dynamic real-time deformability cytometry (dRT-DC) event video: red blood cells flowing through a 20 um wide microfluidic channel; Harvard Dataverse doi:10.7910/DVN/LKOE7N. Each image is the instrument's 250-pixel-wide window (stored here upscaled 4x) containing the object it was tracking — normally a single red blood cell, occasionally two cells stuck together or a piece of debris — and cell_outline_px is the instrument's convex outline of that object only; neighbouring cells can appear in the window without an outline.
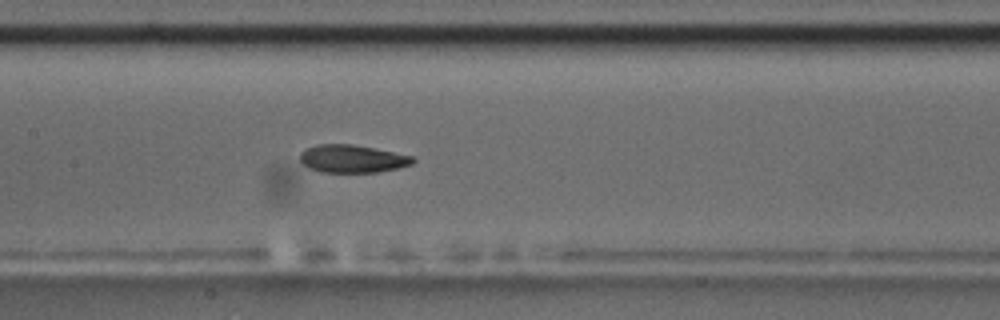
{"species": "common noctule bat (a hibernating species)", "species_latin": "Nyctalus noctula", "temperature_condition": "room temperature", "stored_images_in_passage": 42, "camera_frame_rate_fps": 3000, "um_per_image_px": 0.085, "animal": {"sex": "male", "body_mass_g": 17.5, "forearm_length_mm": 52.3}, "frame": {"image": 1, "passage_image": 13, "time_ms": 4.0, "image_size_px": [1000, 320], "cell_outline_px": [[416, 160], [412, 164], [396, 168], [376, 172], [320, 172], [308, 168], [300, 160], [300, 152], [316, 144], [352, 144], [412, 156]], "centroid_in_image_um": [29.91, 13.49], "position_along_channel_um": 177.5, "area_um2": 18.09}, "authors_computed_cell_mechanics": {"area_um2": 18.9873, "velocity_mm_per_s": 3.6717, "shape_relaxation_time_tau1_ms": 11.1949, "shape_relaxation_time_tau2_ms": 3.41, "deformation_change_tau1": 0.2516, "deformation_change_tau2": 0.1045}}